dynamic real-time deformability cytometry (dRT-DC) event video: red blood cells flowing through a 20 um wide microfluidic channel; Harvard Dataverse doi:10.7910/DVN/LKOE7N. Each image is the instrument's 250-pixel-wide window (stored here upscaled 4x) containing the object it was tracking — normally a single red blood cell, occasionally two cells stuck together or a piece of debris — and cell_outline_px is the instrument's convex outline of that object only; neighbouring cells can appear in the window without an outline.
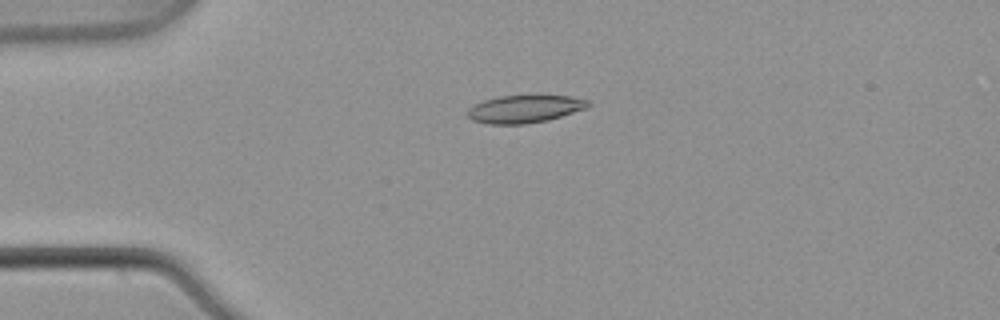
{"species": "common noctule bat (a hibernating species)", "species_latin": "Nyctalus noctula", "temperature_condition": "warm", "stored_images_in_passage": 4, "camera_frame_rate_fps": 3000, "um_per_image_px": 0.085, "animal": {"sex": "male", "body_mass_g": 21.5, "forearm_length_mm": 52.0}, "frame": {"image": 1, "passage_image": 4, "time_ms": 1.0, "image_size_px": [1000, 320], "cell_outline_px": [[592, 104], [588, 108], [548, 120], [524, 124], [488, 124], [472, 120], [468, 116], [468, 108], [484, 100], [500, 96], [536, 92], [540, 92], [572, 96], [588, 100]], "centroid_in_image_um": [44.68, 9.2], "position_along_channel_um": 40.3, "area_um2": 20.46}}